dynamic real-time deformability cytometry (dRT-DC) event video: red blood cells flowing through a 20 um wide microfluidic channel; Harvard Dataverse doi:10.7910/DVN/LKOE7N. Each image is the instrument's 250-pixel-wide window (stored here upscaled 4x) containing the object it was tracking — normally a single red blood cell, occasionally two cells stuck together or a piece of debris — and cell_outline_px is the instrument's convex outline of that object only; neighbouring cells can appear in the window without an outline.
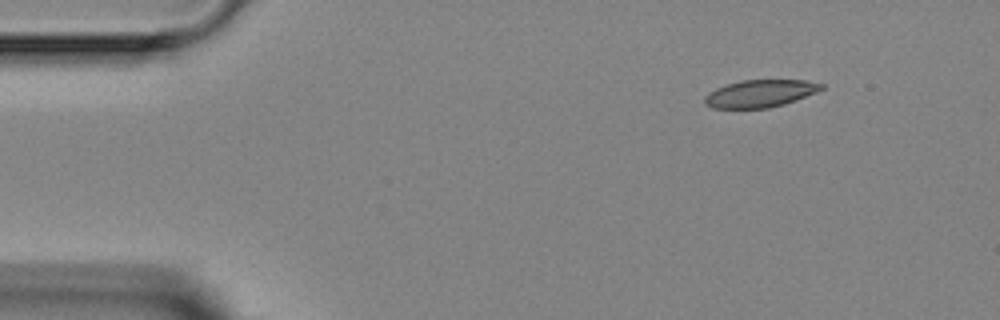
{"species": "Egyptian fruit bat (a non-hibernating species)", "species_latin": "Rousettus aegyptiacus", "temperature_condition": "room temperature", "stored_images_in_passage": 5, "camera_frame_rate_fps": 3000, "um_per_image_px": 0.085, "animal": {"sex": "female"}, "frame": {"image": 1, "passage_image": 1, "time_ms": 0.0, "image_size_px": [1000, 320], "cell_outline_px": [[824, 88], [816, 92], [784, 104], [768, 108], [712, 108], [704, 104], [704, 96], [708, 92], [716, 88], [740, 80], [804, 80], [824, 84]], "centroid_in_image_um": [64.58, 7.95], "position_along_channel_um": 20.4, "area_um2": 18.61}}
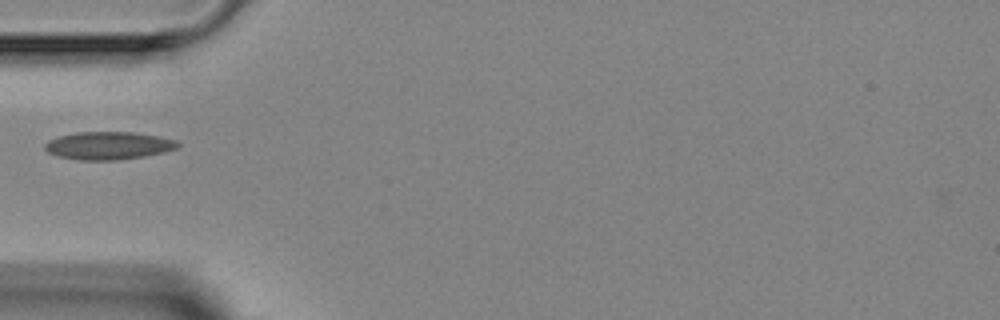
{"frame": {"image": 2, "passage_image": 4, "time_ms": 3.333, "image_size_px": [1000, 320], "cell_outline_px": [[180, 148], [164, 152], [144, 156], [116, 160], [80, 160], [60, 156], [48, 152], [44, 148], [44, 144], [48, 140], [56, 136], [76, 132], [136, 132], [160, 136], [176, 140], [180, 144]], "centroid_in_image_um": [9.24, 12.36], "position_along_channel_um": 75.8, "area_um2": 21.73}}
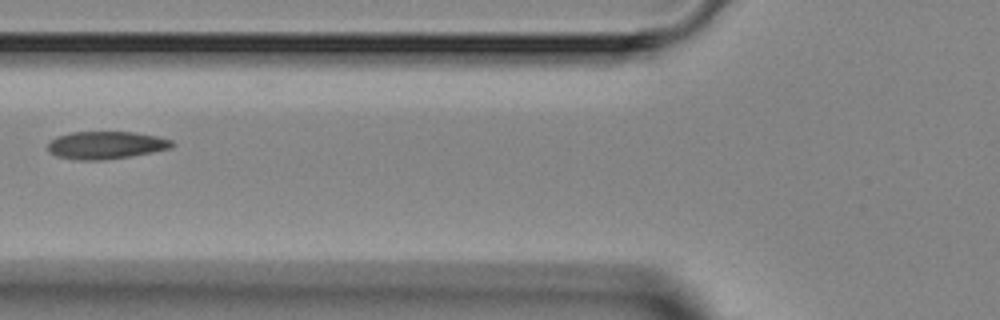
{"frame": {"image": 3, "passage_image": 5, "time_ms": 4.333, "image_size_px": [1000, 320], "cell_outline_px": [[176, 144], [172, 148], [152, 152], [128, 156], [100, 160], [76, 160], [56, 156], [48, 152], [48, 144], [56, 136], [72, 132], [136, 132], [156, 136], [172, 140]], "centroid_in_image_um": [9.0, 12.33], "position_along_channel_um": 116.8, "area_um2": 20.0}}